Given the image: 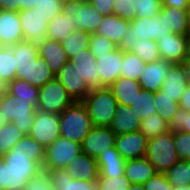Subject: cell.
<instances>
[{"label":"cell","mask_w":190,"mask_h":190,"mask_svg":"<svg viewBox=\"0 0 190 190\" xmlns=\"http://www.w3.org/2000/svg\"><path fill=\"white\" fill-rule=\"evenodd\" d=\"M16 62V78L23 79L38 88L55 78L44 59L39 55L38 44L21 40L10 46Z\"/></svg>","instance_id":"obj_1"},{"label":"cell","mask_w":190,"mask_h":190,"mask_svg":"<svg viewBox=\"0 0 190 190\" xmlns=\"http://www.w3.org/2000/svg\"><path fill=\"white\" fill-rule=\"evenodd\" d=\"M173 33L166 22V15L161 11L154 17L135 18L130 21L127 34L123 37L120 45L122 51H131L137 42L143 40L156 41Z\"/></svg>","instance_id":"obj_2"},{"label":"cell","mask_w":190,"mask_h":190,"mask_svg":"<svg viewBox=\"0 0 190 190\" xmlns=\"http://www.w3.org/2000/svg\"><path fill=\"white\" fill-rule=\"evenodd\" d=\"M3 160L5 162L3 190H24L28 181L42 169L34 161V154L15 153V150H10Z\"/></svg>","instance_id":"obj_3"},{"label":"cell","mask_w":190,"mask_h":190,"mask_svg":"<svg viewBox=\"0 0 190 190\" xmlns=\"http://www.w3.org/2000/svg\"><path fill=\"white\" fill-rule=\"evenodd\" d=\"M60 136L82 144L93 127L87 108L82 101H74L60 114Z\"/></svg>","instance_id":"obj_4"},{"label":"cell","mask_w":190,"mask_h":190,"mask_svg":"<svg viewBox=\"0 0 190 190\" xmlns=\"http://www.w3.org/2000/svg\"><path fill=\"white\" fill-rule=\"evenodd\" d=\"M82 102L87 108L93 126L110 127L118 105L110 88L90 90Z\"/></svg>","instance_id":"obj_5"},{"label":"cell","mask_w":190,"mask_h":190,"mask_svg":"<svg viewBox=\"0 0 190 190\" xmlns=\"http://www.w3.org/2000/svg\"><path fill=\"white\" fill-rule=\"evenodd\" d=\"M145 157L154 166L157 173H165L176 164L180 159L175 148L174 132L169 130L148 139Z\"/></svg>","instance_id":"obj_6"},{"label":"cell","mask_w":190,"mask_h":190,"mask_svg":"<svg viewBox=\"0 0 190 190\" xmlns=\"http://www.w3.org/2000/svg\"><path fill=\"white\" fill-rule=\"evenodd\" d=\"M36 109L30 103L15 102L6 92L0 98V115L6 122H12L24 134H29L34 122Z\"/></svg>","instance_id":"obj_7"},{"label":"cell","mask_w":190,"mask_h":190,"mask_svg":"<svg viewBox=\"0 0 190 190\" xmlns=\"http://www.w3.org/2000/svg\"><path fill=\"white\" fill-rule=\"evenodd\" d=\"M74 102L61 82L54 78L39 88L38 106L36 110L60 114Z\"/></svg>","instance_id":"obj_8"},{"label":"cell","mask_w":190,"mask_h":190,"mask_svg":"<svg viewBox=\"0 0 190 190\" xmlns=\"http://www.w3.org/2000/svg\"><path fill=\"white\" fill-rule=\"evenodd\" d=\"M81 152V144L60 136L45 149L42 169H65L70 161Z\"/></svg>","instance_id":"obj_9"},{"label":"cell","mask_w":190,"mask_h":190,"mask_svg":"<svg viewBox=\"0 0 190 190\" xmlns=\"http://www.w3.org/2000/svg\"><path fill=\"white\" fill-rule=\"evenodd\" d=\"M61 13H67L78 20L76 30L89 33H95L104 18L88 0H64Z\"/></svg>","instance_id":"obj_10"},{"label":"cell","mask_w":190,"mask_h":190,"mask_svg":"<svg viewBox=\"0 0 190 190\" xmlns=\"http://www.w3.org/2000/svg\"><path fill=\"white\" fill-rule=\"evenodd\" d=\"M60 116L36 110L29 135L45 149L60 137Z\"/></svg>","instance_id":"obj_11"},{"label":"cell","mask_w":190,"mask_h":190,"mask_svg":"<svg viewBox=\"0 0 190 190\" xmlns=\"http://www.w3.org/2000/svg\"><path fill=\"white\" fill-rule=\"evenodd\" d=\"M116 135L110 127L93 126L85 136L81 148L82 152L94 159L108 148L115 147Z\"/></svg>","instance_id":"obj_12"},{"label":"cell","mask_w":190,"mask_h":190,"mask_svg":"<svg viewBox=\"0 0 190 190\" xmlns=\"http://www.w3.org/2000/svg\"><path fill=\"white\" fill-rule=\"evenodd\" d=\"M69 61L77 70L80 77L85 79L89 90L103 88L100 84L96 57L91 53L89 48L75 54Z\"/></svg>","instance_id":"obj_13"},{"label":"cell","mask_w":190,"mask_h":190,"mask_svg":"<svg viewBox=\"0 0 190 190\" xmlns=\"http://www.w3.org/2000/svg\"><path fill=\"white\" fill-rule=\"evenodd\" d=\"M18 14L25 40L39 44L47 38L48 23L36 9L20 11Z\"/></svg>","instance_id":"obj_14"},{"label":"cell","mask_w":190,"mask_h":190,"mask_svg":"<svg viewBox=\"0 0 190 190\" xmlns=\"http://www.w3.org/2000/svg\"><path fill=\"white\" fill-rule=\"evenodd\" d=\"M122 62L123 51L120 48L96 58L102 87L109 88L121 76Z\"/></svg>","instance_id":"obj_15"},{"label":"cell","mask_w":190,"mask_h":190,"mask_svg":"<svg viewBox=\"0 0 190 190\" xmlns=\"http://www.w3.org/2000/svg\"><path fill=\"white\" fill-rule=\"evenodd\" d=\"M55 78L61 82L74 101H83L90 92L85 79L80 77L70 61L56 73Z\"/></svg>","instance_id":"obj_16"},{"label":"cell","mask_w":190,"mask_h":190,"mask_svg":"<svg viewBox=\"0 0 190 190\" xmlns=\"http://www.w3.org/2000/svg\"><path fill=\"white\" fill-rule=\"evenodd\" d=\"M147 137L140 131L117 135L115 146L123 159L145 157L147 152Z\"/></svg>","instance_id":"obj_17"},{"label":"cell","mask_w":190,"mask_h":190,"mask_svg":"<svg viewBox=\"0 0 190 190\" xmlns=\"http://www.w3.org/2000/svg\"><path fill=\"white\" fill-rule=\"evenodd\" d=\"M189 36L171 33L157 40L161 59L175 63H182L187 54Z\"/></svg>","instance_id":"obj_18"},{"label":"cell","mask_w":190,"mask_h":190,"mask_svg":"<svg viewBox=\"0 0 190 190\" xmlns=\"http://www.w3.org/2000/svg\"><path fill=\"white\" fill-rule=\"evenodd\" d=\"M173 64V62L163 59L146 63L138 80L142 89L150 92H157L160 90L164 82V78Z\"/></svg>","instance_id":"obj_19"},{"label":"cell","mask_w":190,"mask_h":190,"mask_svg":"<svg viewBox=\"0 0 190 190\" xmlns=\"http://www.w3.org/2000/svg\"><path fill=\"white\" fill-rule=\"evenodd\" d=\"M24 39L19 14L0 10V45L10 47Z\"/></svg>","instance_id":"obj_20"},{"label":"cell","mask_w":190,"mask_h":190,"mask_svg":"<svg viewBox=\"0 0 190 190\" xmlns=\"http://www.w3.org/2000/svg\"><path fill=\"white\" fill-rule=\"evenodd\" d=\"M73 179L97 181L99 167L96 159L81 152L65 168Z\"/></svg>","instance_id":"obj_21"},{"label":"cell","mask_w":190,"mask_h":190,"mask_svg":"<svg viewBox=\"0 0 190 190\" xmlns=\"http://www.w3.org/2000/svg\"><path fill=\"white\" fill-rule=\"evenodd\" d=\"M52 190H99L97 181L73 179L66 169L47 170Z\"/></svg>","instance_id":"obj_22"},{"label":"cell","mask_w":190,"mask_h":190,"mask_svg":"<svg viewBox=\"0 0 190 190\" xmlns=\"http://www.w3.org/2000/svg\"><path fill=\"white\" fill-rule=\"evenodd\" d=\"M38 53L44 59L50 70L56 75L69 61L61 42L45 39L38 44Z\"/></svg>","instance_id":"obj_23"},{"label":"cell","mask_w":190,"mask_h":190,"mask_svg":"<svg viewBox=\"0 0 190 190\" xmlns=\"http://www.w3.org/2000/svg\"><path fill=\"white\" fill-rule=\"evenodd\" d=\"M141 121L142 120L139 119V116L131 109L130 106L118 103L110 128L116 136L124 135L139 131Z\"/></svg>","instance_id":"obj_24"},{"label":"cell","mask_w":190,"mask_h":190,"mask_svg":"<svg viewBox=\"0 0 190 190\" xmlns=\"http://www.w3.org/2000/svg\"><path fill=\"white\" fill-rule=\"evenodd\" d=\"M187 85V76L183 66L180 63H175L166 74L160 90L165 95L173 97L175 101L179 102Z\"/></svg>","instance_id":"obj_25"},{"label":"cell","mask_w":190,"mask_h":190,"mask_svg":"<svg viewBox=\"0 0 190 190\" xmlns=\"http://www.w3.org/2000/svg\"><path fill=\"white\" fill-rule=\"evenodd\" d=\"M96 162L99 167V177H118L124 175L126 160L117 151L116 146L101 153Z\"/></svg>","instance_id":"obj_26"},{"label":"cell","mask_w":190,"mask_h":190,"mask_svg":"<svg viewBox=\"0 0 190 190\" xmlns=\"http://www.w3.org/2000/svg\"><path fill=\"white\" fill-rule=\"evenodd\" d=\"M129 25V20L112 14L109 16H104L100 26L95 33L112 40L118 47L123 37L127 34Z\"/></svg>","instance_id":"obj_27"},{"label":"cell","mask_w":190,"mask_h":190,"mask_svg":"<svg viewBox=\"0 0 190 190\" xmlns=\"http://www.w3.org/2000/svg\"><path fill=\"white\" fill-rule=\"evenodd\" d=\"M156 173L154 166L146 157L126 160L124 175L131 184H144Z\"/></svg>","instance_id":"obj_28"},{"label":"cell","mask_w":190,"mask_h":190,"mask_svg":"<svg viewBox=\"0 0 190 190\" xmlns=\"http://www.w3.org/2000/svg\"><path fill=\"white\" fill-rule=\"evenodd\" d=\"M7 92L15 102L30 103L35 109L38 106L39 88L19 78L7 83Z\"/></svg>","instance_id":"obj_29"},{"label":"cell","mask_w":190,"mask_h":190,"mask_svg":"<svg viewBox=\"0 0 190 190\" xmlns=\"http://www.w3.org/2000/svg\"><path fill=\"white\" fill-rule=\"evenodd\" d=\"M78 20L67 13H60L56 15L47 26V39L62 42L74 30Z\"/></svg>","instance_id":"obj_30"},{"label":"cell","mask_w":190,"mask_h":190,"mask_svg":"<svg viewBox=\"0 0 190 190\" xmlns=\"http://www.w3.org/2000/svg\"><path fill=\"white\" fill-rule=\"evenodd\" d=\"M109 88L113 91L117 102L126 106H131L142 90L138 81L121 76Z\"/></svg>","instance_id":"obj_31"},{"label":"cell","mask_w":190,"mask_h":190,"mask_svg":"<svg viewBox=\"0 0 190 190\" xmlns=\"http://www.w3.org/2000/svg\"><path fill=\"white\" fill-rule=\"evenodd\" d=\"M166 15V22L174 34L189 36V12L163 5L161 10Z\"/></svg>","instance_id":"obj_32"},{"label":"cell","mask_w":190,"mask_h":190,"mask_svg":"<svg viewBox=\"0 0 190 190\" xmlns=\"http://www.w3.org/2000/svg\"><path fill=\"white\" fill-rule=\"evenodd\" d=\"M91 33L87 31L74 30L61 44L67 57L71 59L75 54L89 48Z\"/></svg>","instance_id":"obj_33"},{"label":"cell","mask_w":190,"mask_h":190,"mask_svg":"<svg viewBox=\"0 0 190 190\" xmlns=\"http://www.w3.org/2000/svg\"><path fill=\"white\" fill-rule=\"evenodd\" d=\"M145 64L146 63L135 53L131 51H123L121 77L138 81Z\"/></svg>","instance_id":"obj_34"},{"label":"cell","mask_w":190,"mask_h":190,"mask_svg":"<svg viewBox=\"0 0 190 190\" xmlns=\"http://www.w3.org/2000/svg\"><path fill=\"white\" fill-rule=\"evenodd\" d=\"M11 150H15V153L34 154V161L42 167L45 159V148L29 134H25Z\"/></svg>","instance_id":"obj_35"},{"label":"cell","mask_w":190,"mask_h":190,"mask_svg":"<svg viewBox=\"0 0 190 190\" xmlns=\"http://www.w3.org/2000/svg\"><path fill=\"white\" fill-rule=\"evenodd\" d=\"M25 134L12 122H5L0 129V158H3Z\"/></svg>","instance_id":"obj_36"},{"label":"cell","mask_w":190,"mask_h":190,"mask_svg":"<svg viewBox=\"0 0 190 190\" xmlns=\"http://www.w3.org/2000/svg\"><path fill=\"white\" fill-rule=\"evenodd\" d=\"M169 122L164 120L158 113L147 116L141 121L139 131L143 133L147 139L154 138L160 134L169 131Z\"/></svg>","instance_id":"obj_37"},{"label":"cell","mask_w":190,"mask_h":190,"mask_svg":"<svg viewBox=\"0 0 190 190\" xmlns=\"http://www.w3.org/2000/svg\"><path fill=\"white\" fill-rule=\"evenodd\" d=\"M154 102V92L142 89L130 107L139 116V119L143 120L147 116L157 113Z\"/></svg>","instance_id":"obj_38"},{"label":"cell","mask_w":190,"mask_h":190,"mask_svg":"<svg viewBox=\"0 0 190 190\" xmlns=\"http://www.w3.org/2000/svg\"><path fill=\"white\" fill-rule=\"evenodd\" d=\"M154 101L156 112L167 122L180 108L179 102L175 101L173 97L165 95L161 90L154 92Z\"/></svg>","instance_id":"obj_39"},{"label":"cell","mask_w":190,"mask_h":190,"mask_svg":"<svg viewBox=\"0 0 190 190\" xmlns=\"http://www.w3.org/2000/svg\"><path fill=\"white\" fill-rule=\"evenodd\" d=\"M164 174L173 187L188 185L190 184V161L179 160Z\"/></svg>","instance_id":"obj_40"},{"label":"cell","mask_w":190,"mask_h":190,"mask_svg":"<svg viewBox=\"0 0 190 190\" xmlns=\"http://www.w3.org/2000/svg\"><path fill=\"white\" fill-rule=\"evenodd\" d=\"M16 62L10 47H0V78L7 83L16 78Z\"/></svg>","instance_id":"obj_41"},{"label":"cell","mask_w":190,"mask_h":190,"mask_svg":"<svg viewBox=\"0 0 190 190\" xmlns=\"http://www.w3.org/2000/svg\"><path fill=\"white\" fill-rule=\"evenodd\" d=\"M131 52L138 55L145 63H151L161 59L158 43L153 40L141 39Z\"/></svg>","instance_id":"obj_42"},{"label":"cell","mask_w":190,"mask_h":190,"mask_svg":"<svg viewBox=\"0 0 190 190\" xmlns=\"http://www.w3.org/2000/svg\"><path fill=\"white\" fill-rule=\"evenodd\" d=\"M117 48L118 47L116 44H114V42L107 37L96 33H91L89 39V49L96 58H99V55L108 54Z\"/></svg>","instance_id":"obj_43"},{"label":"cell","mask_w":190,"mask_h":190,"mask_svg":"<svg viewBox=\"0 0 190 190\" xmlns=\"http://www.w3.org/2000/svg\"><path fill=\"white\" fill-rule=\"evenodd\" d=\"M64 0H37L33 9L46 18L47 23L61 13Z\"/></svg>","instance_id":"obj_44"},{"label":"cell","mask_w":190,"mask_h":190,"mask_svg":"<svg viewBox=\"0 0 190 190\" xmlns=\"http://www.w3.org/2000/svg\"><path fill=\"white\" fill-rule=\"evenodd\" d=\"M137 7L136 18H149L159 14L163 7V0H135Z\"/></svg>","instance_id":"obj_45"},{"label":"cell","mask_w":190,"mask_h":190,"mask_svg":"<svg viewBox=\"0 0 190 190\" xmlns=\"http://www.w3.org/2000/svg\"><path fill=\"white\" fill-rule=\"evenodd\" d=\"M99 190H128L131 182L125 175L118 177H99L97 179Z\"/></svg>","instance_id":"obj_46"},{"label":"cell","mask_w":190,"mask_h":190,"mask_svg":"<svg viewBox=\"0 0 190 190\" xmlns=\"http://www.w3.org/2000/svg\"><path fill=\"white\" fill-rule=\"evenodd\" d=\"M174 143L178 158L190 161V133L184 131L174 132Z\"/></svg>","instance_id":"obj_47"},{"label":"cell","mask_w":190,"mask_h":190,"mask_svg":"<svg viewBox=\"0 0 190 190\" xmlns=\"http://www.w3.org/2000/svg\"><path fill=\"white\" fill-rule=\"evenodd\" d=\"M169 128L172 132L184 131L190 133V112L179 108L169 121Z\"/></svg>","instance_id":"obj_48"},{"label":"cell","mask_w":190,"mask_h":190,"mask_svg":"<svg viewBox=\"0 0 190 190\" xmlns=\"http://www.w3.org/2000/svg\"><path fill=\"white\" fill-rule=\"evenodd\" d=\"M135 0H115L113 14L123 19L132 21L136 18L137 7L133 4Z\"/></svg>","instance_id":"obj_49"},{"label":"cell","mask_w":190,"mask_h":190,"mask_svg":"<svg viewBox=\"0 0 190 190\" xmlns=\"http://www.w3.org/2000/svg\"><path fill=\"white\" fill-rule=\"evenodd\" d=\"M24 190H52L48 171L41 169L31 180L28 181Z\"/></svg>","instance_id":"obj_50"},{"label":"cell","mask_w":190,"mask_h":190,"mask_svg":"<svg viewBox=\"0 0 190 190\" xmlns=\"http://www.w3.org/2000/svg\"><path fill=\"white\" fill-rule=\"evenodd\" d=\"M143 186L145 190H172L173 188L164 173H156Z\"/></svg>","instance_id":"obj_51"},{"label":"cell","mask_w":190,"mask_h":190,"mask_svg":"<svg viewBox=\"0 0 190 190\" xmlns=\"http://www.w3.org/2000/svg\"><path fill=\"white\" fill-rule=\"evenodd\" d=\"M88 2L102 16H109L113 14L115 0H88Z\"/></svg>","instance_id":"obj_52"},{"label":"cell","mask_w":190,"mask_h":190,"mask_svg":"<svg viewBox=\"0 0 190 190\" xmlns=\"http://www.w3.org/2000/svg\"><path fill=\"white\" fill-rule=\"evenodd\" d=\"M163 5L180 10H188L189 0H163Z\"/></svg>","instance_id":"obj_53"},{"label":"cell","mask_w":190,"mask_h":190,"mask_svg":"<svg viewBox=\"0 0 190 190\" xmlns=\"http://www.w3.org/2000/svg\"><path fill=\"white\" fill-rule=\"evenodd\" d=\"M180 108L190 112V85L188 84L179 101Z\"/></svg>","instance_id":"obj_54"},{"label":"cell","mask_w":190,"mask_h":190,"mask_svg":"<svg viewBox=\"0 0 190 190\" xmlns=\"http://www.w3.org/2000/svg\"><path fill=\"white\" fill-rule=\"evenodd\" d=\"M0 10L12 11L19 13V9L16 7L15 0H0Z\"/></svg>","instance_id":"obj_55"},{"label":"cell","mask_w":190,"mask_h":190,"mask_svg":"<svg viewBox=\"0 0 190 190\" xmlns=\"http://www.w3.org/2000/svg\"><path fill=\"white\" fill-rule=\"evenodd\" d=\"M37 0H15L16 7L19 11L33 9Z\"/></svg>","instance_id":"obj_56"},{"label":"cell","mask_w":190,"mask_h":190,"mask_svg":"<svg viewBox=\"0 0 190 190\" xmlns=\"http://www.w3.org/2000/svg\"><path fill=\"white\" fill-rule=\"evenodd\" d=\"M3 184H5V162L0 158V190H3Z\"/></svg>","instance_id":"obj_57"},{"label":"cell","mask_w":190,"mask_h":190,"mask_svg":"<svg viewBox=\"0 0 190 190\" xmlns=\"http://www.w3.org/2000/svg\"><path fill=\"white\" fill-rule=\"evenodd\" d=\"M180 64L183 66L184 72L187 76V84L190 85V62H182Z\"/></svg>","instance_id":"obj_58"},{"label":"cell","mask_w":190,"mask_h":190,"mask_svg":"<svg viewBox=\"0 0 190 190\" xmlns=\"http://www.w3.org/2000/svg\"><path fill=\"white\" fill-rule=\"evenodd\" d=\"M7 92V82L0 78V98Z\"/></svg>","instance_id":"obj_59"},{"label":"cell","mask_w":190,"mask_h":190,"mask_svg":"<svg viewBox=\"0 0 190 190\" xmlns=\"http://www.w3.org/2000/svg\"><path fill=\"white\" fill-rule=\"evenodd\" d=\"M128 190H145L143 184H131Z\"/></svg>","instance_id":"obj_60"},{"label":"cell","mask_w":190,"mask_h":190,"mask_svg":"<svg viewBox=\"0 0 190 190\" xmlns=\"http://www.w3.org/2000/svg\"><path fill=\"white\" fill-rule=\"evenodd\" d=\"M172 190H190V184L188 185L183 184L178 187H173Z\"/></svg>","instance_id":"obj_61"},{"label":"cell","mask_w":190,"mask_h":190,"mask_svg":"<svg viewBox=\"0 0 190 190\" xmlns=\"http://www.w3.org/2000/svg\"><path fill=\"white\" fill-rule=\"evenodd\" d=\"M183 62H190V36H189V40H188V49H187L186 58Z\"/></svg>","instance_id":"obj_62"},{"label":"cell","mask_w":190,"mask_h":190,"mask_svg":"<svg viewBox=\"0 0 190 190\" xmlns=\"http://www.w3.org/2000/svg\"><path fill=\"white\" fill-rule=\"evenodd\" d=\"M5 120L2 118V116L0 115V129L3 127V125L5 124Z\"/></svg>","instance_id":"obj_63"},{"label":"cell","mask_w":190,"mask_h":190,"mask_svg":"<svg viewBox=\"0 0 190 190\" xmlns=\"http://www.w3.org/2000/svg\"><path fill=\"white\" fill-rule=\"evenodd\" d=\"M189 36H190V16H189Z\"/></svg>","instance_id":"obj_64"},{"label":"cell","mask_w":190,"mask_h":190,"mask_svg":"<svg viewBox=\"0 0 190 190\" xmlns=\"http://www.w3.org/2000/svg\"><path fill=\"white\" fill-rule=\"evenodd\" d=\"M188 12H189V14H190V0H189V8H188Z\"/></svg>","instance_id":"obj_65"}]
</instances>
